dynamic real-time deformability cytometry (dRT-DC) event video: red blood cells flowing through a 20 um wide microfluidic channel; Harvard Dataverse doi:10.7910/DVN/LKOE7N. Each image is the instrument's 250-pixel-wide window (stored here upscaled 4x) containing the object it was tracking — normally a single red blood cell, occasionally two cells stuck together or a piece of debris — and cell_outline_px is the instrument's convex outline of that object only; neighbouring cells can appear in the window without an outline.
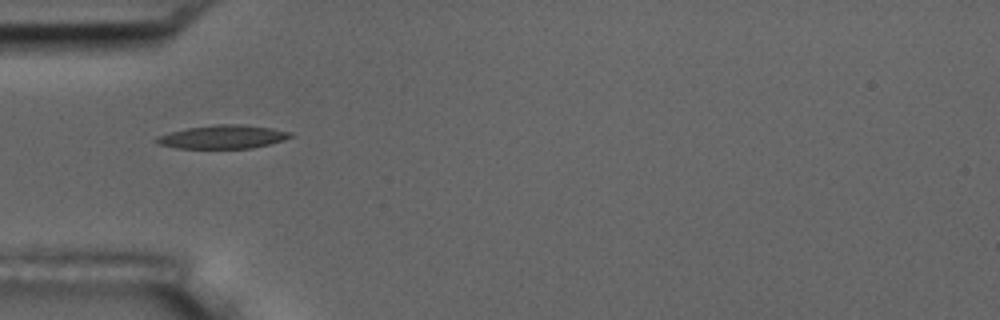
{"species": "common noctule bat (a hibernating species)", "species_latin": "Nyctalus noctula", "temperature_condition": "room temperature", "stored_images_in_passage": 2, "camera_frame_rate_fps": 3000, "um_per_image_px": 0.085, "animal": {"sex": "male", "body_mass_g": 17.5, "forearm_length_mm": 52.3}, "frame": {"image": 1, "passage_image": 1, "time_ms": 0.0, "image_size_px": [1000, 320], "cell_outline_px": [[296, 136], [284, 140], [252, 148], [176, 148], [156, 144], [152, 140], [156, 136], [168, 132], [188, 128], [216, 124], [244, 124], [272, 128], [292, 132]], "centroid_in_image_um": [18.92, 11.63], "position_along_channel_um": 66.1, "area_um2": 18.61}}